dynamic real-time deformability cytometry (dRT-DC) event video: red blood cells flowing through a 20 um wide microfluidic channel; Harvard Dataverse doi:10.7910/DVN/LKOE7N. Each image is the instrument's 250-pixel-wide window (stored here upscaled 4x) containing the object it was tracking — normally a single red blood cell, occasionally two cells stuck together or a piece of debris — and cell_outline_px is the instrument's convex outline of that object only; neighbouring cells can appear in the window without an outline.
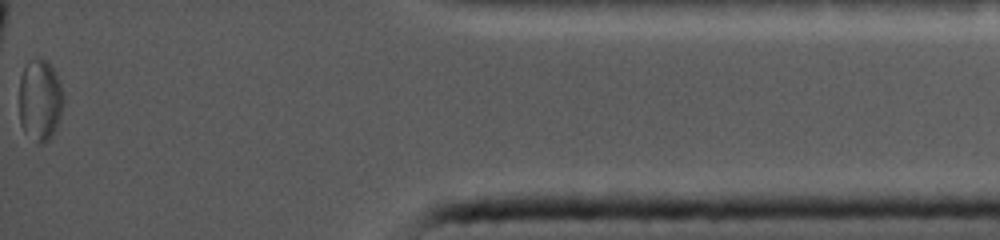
{"species": "common noctule bat (a hibernating species)", "species_latin": "Nyctalus noctula", "temperature_condition": "cold", "stored_images_in_passage": 56, "camera_frame_rate_fps": 5000, "um_per_image_px": 0.085, "animal": {"sex": "female", "body_mass_g": 19.0, "forearm_length_mm": 56.7}, "frame": {"image": 1, "passage_image": 56, "time_ms": 11.0, "image_size_px": [1000, 240], "cell_outline_px": [[64, 104], [60, 116], [48, 140], [36, 140], [24, 132], [20, 124], [20, 76], [24, 68], [40, 56], [52, 68], [60, 84], [64, 96]], "centroid_in_image_um": [3.4, 8.49], "position_along_channel_um": 431.8, "area_um2": 20.29}}